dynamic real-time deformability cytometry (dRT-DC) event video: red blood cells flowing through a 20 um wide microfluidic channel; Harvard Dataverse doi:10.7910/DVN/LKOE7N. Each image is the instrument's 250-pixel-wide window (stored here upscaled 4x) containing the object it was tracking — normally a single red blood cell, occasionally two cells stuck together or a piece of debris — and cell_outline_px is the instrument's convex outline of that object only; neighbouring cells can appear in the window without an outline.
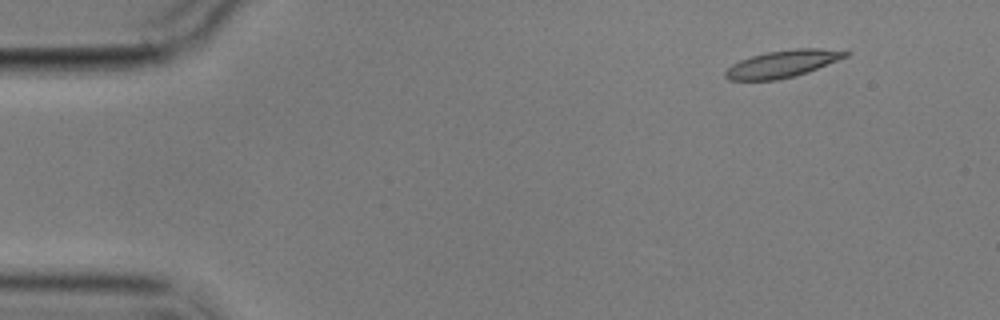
{"species": "common noctule bat (a hibernating species)", "species_latin": "Nyctalus noctula", "temperature_condition": "cold", "stored_images_in_passage": 5, "camera_frame_rate_fps": 3000, "um_per_image_px": 0.085, "animal": {"sex": "male", "body_mass_g": 17.9}, "frame": {"image": 1, "passage_image": 2, "time_ms": 1.333, "image_size_px": [1000, 320], "cell_outline_px": [[852, 52], [848, 56], [808, 72], [776, 80], [728, 80], [724, 76], [724, 72], [732, 64], [740, 60], [752, 56], [768, 52], [792, 48], [820, 48]], "centroid_in_image_um": [66.51, 5.42], "position_along_channel_um": 18.5, "area_um2": 18.9}}
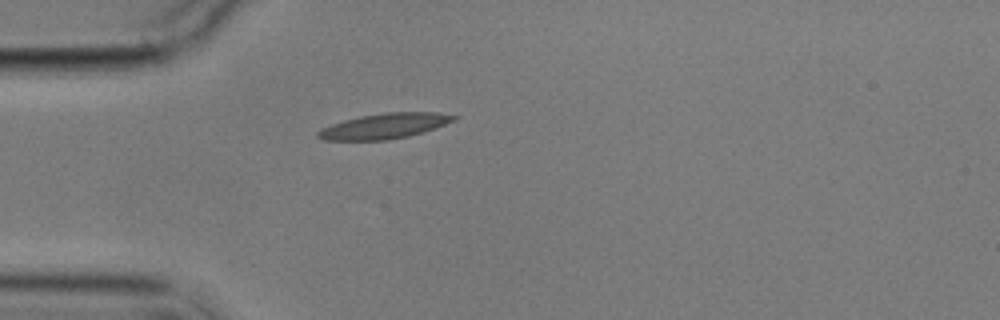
{"frame": {"image": 2, "passage_image": 5, "time_ms": 4.667, "image_size_px": [1000, 320], "cell_outline_px": [[460, 116], [456, 120], [424, 132], [408, 136], [388, 140], [324, 140], [316, 136], [316, 132], [320, 128], [344, 120], [360, 116], [384, 112], [436, 112]], "centroid_in_image_um": [32.68, 10.71], "position_along_channel_um": 52.3, "area_um2": 20.17}}